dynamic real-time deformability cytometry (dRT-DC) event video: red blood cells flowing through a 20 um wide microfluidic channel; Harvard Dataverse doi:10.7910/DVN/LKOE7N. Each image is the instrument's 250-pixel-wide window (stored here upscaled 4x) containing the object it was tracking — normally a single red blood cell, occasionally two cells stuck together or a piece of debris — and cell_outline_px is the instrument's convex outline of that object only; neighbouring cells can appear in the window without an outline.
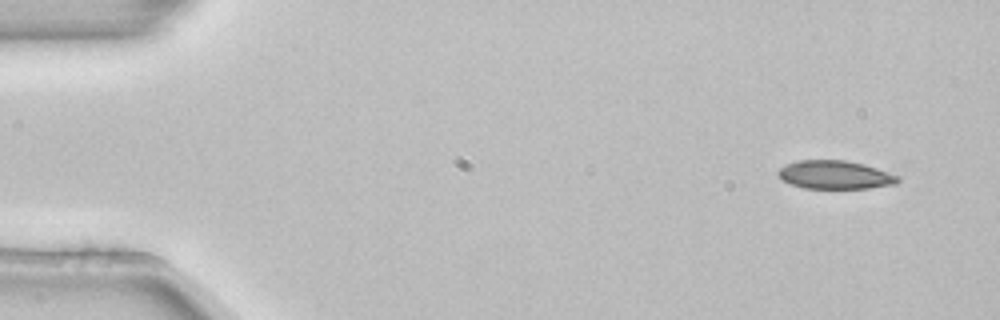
{"species": "common noctule bat (a hibernating species)", "species_latin": "Nyctalus noctula", "temperature_condition": "room temperature", "stored_images_in_passage": 3, "camera_frame_rate_fps": 3000, "um_per_image_px": 0.085, "animal": {"sex": "female", "body_mass_g": 22.7, "forearm_length_mm": 54.2}, "frame": {"image": 1, "passage_image": 1, "time_ms": 0.0, "image_size_px": [1000, 320], "cell_outline_px": [[900, 180], [896, 184], [868, 188], [804, 188], [780, 180], [776, 176], [776, 172], [780, 168], [788, 164], [800, 160], [844, 160], [864, 164], [900, 176]], "centroid_in_image_um": [70.96, 14.86], "position_along_channel_um": 14.0, "area_um2": 19.83}}